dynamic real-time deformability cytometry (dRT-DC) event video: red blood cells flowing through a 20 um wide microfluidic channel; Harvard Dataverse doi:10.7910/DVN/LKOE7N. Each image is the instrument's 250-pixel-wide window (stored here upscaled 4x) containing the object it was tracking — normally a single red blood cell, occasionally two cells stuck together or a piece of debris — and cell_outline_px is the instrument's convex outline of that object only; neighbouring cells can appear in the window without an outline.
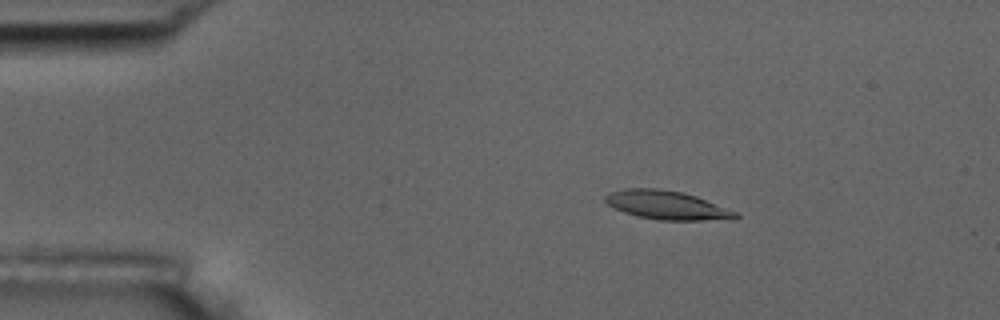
{"species": "common noctule bat (a hibernating species)", "species_latin": "Nyctalus noctula", "temperature_condition": "room temperature", "stored_images_in_passage": 56, "camera_frame_rate_fps": 3000, "um_per_image_px": 0.085, "animal": {"sex": "male", "body_mass_g": 17.5, "forearm_length_mm": 52.3}, "frame": {"image": 1, "passage_image": 10, "time_ms": 3.0, "image_size_px": [1000, 320], "cell_outline_px": [[740, 216], [736, 220], [660, 220], [636, 216], [624, 212], [608, 204], [604, 200], [604, 196], [608, 192], [624, 188], [660, 188], [684, 192], [696, 196], [736, 212]], "centroid_in_image_um": [56.68, 17.43], "position_along_channel_um": 28.3, "area_um2": 21.96}}
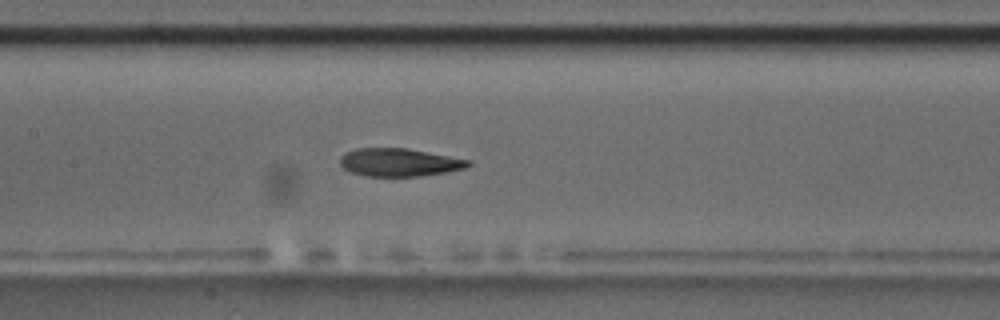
{"frame": {"image": 2, "passage_image": 27, "time_ms": 8.667, "image_size_px": [1000, 320], "cell_outline_px": [[472, 164], [464, 168], [444, 172], [420, 176], [364, 176], [352, 172], [344, 168], [340, 164], [340, 156], [344, 152], [356, 148], [408, 148], [472, 160]], "centroid_in_image_um": [33.93, 13.79], "position_along_channel_um": 173.5, "area_um2": 20.98}}
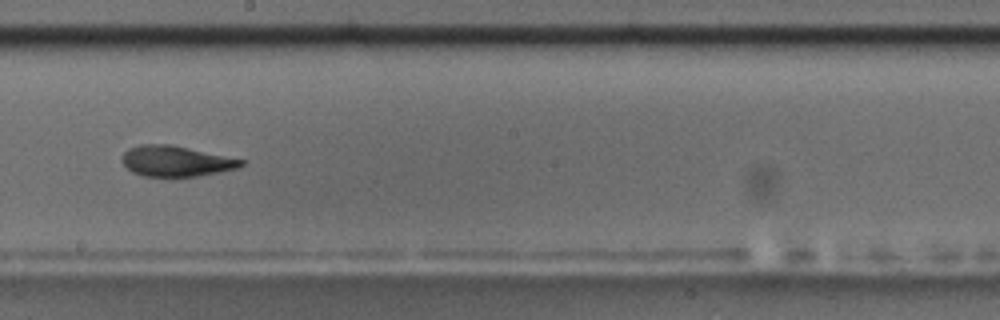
{"frame": {"image": 3, "passage_image": 32, "time_ms": 10.333, "image_size_px": [1000, 320], "cell_outline_px": [[244, 164], [240, 168], [220, 172], [196, 176], [144, 176], [132, 172], [120, 160], [124, 152], [128, 148], [140, 144], [168, 144], [188, 148], [244, 160]], "centroid_in_image_um": [14.93, 13.69], "position_along_channel_um": 233.3, "area_um2": 21.1}, "authors_computed_cell_mechanics": {"area_um2": 21.5883, "velocity_mm_per_s": 3.6045, "shape_relaxation_time_tau1_ms": 10.6838, "shape_relaxation_time_tau2_ms": 3.0811, "deformation_change_tau1": 0.2726, "deformation_change_tau2": 0.1052}}